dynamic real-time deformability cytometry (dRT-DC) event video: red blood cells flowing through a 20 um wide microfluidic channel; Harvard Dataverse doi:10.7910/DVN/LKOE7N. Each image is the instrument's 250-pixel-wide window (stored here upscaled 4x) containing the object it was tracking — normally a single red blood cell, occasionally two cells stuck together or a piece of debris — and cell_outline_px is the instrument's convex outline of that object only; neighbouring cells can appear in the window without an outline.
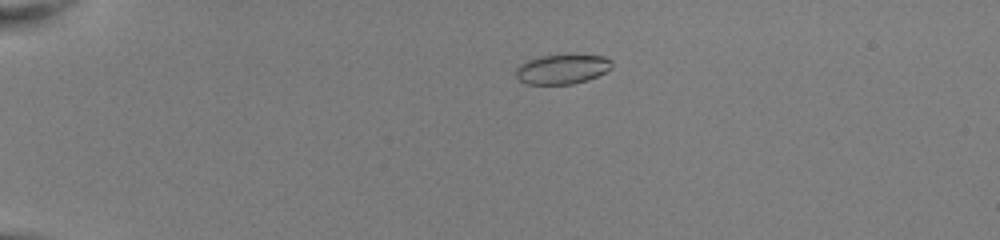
{"species": "common noctule bat (a hibernating species)", "species_latin": "Nyctalus noctula", "temperature_condition": "room temperature", "stored_images_in_passage": 40, "camera_frame_rate_fps": 3000, "um_per_image_px": 0.085, "animal": {"sex": "female", "body_mass_g": 22.0, "forearm_length_mm": 56.7}, "frame": {"image": 1, "passage_image": 1, "time_ms": 0.0, "image_size_px": [1000, 240], "cell_outline_px": [[612, 68], [596, 76], [572, 84], [524, 84], [516, 76], [516, 68], [520, 64], [528, 60], [540, 56], [604, 56], [612, 60]], "centroid_in_image_um": [47.76, 5.89], "position_along_channel_um": 37.2, "area_um2": 16.18}}
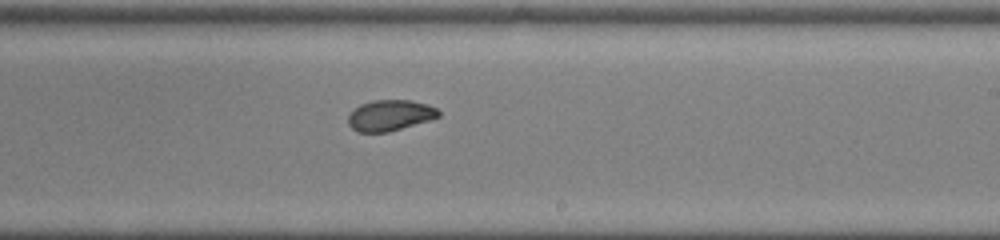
{"frame": {"image": 2, "passage_image": 22, "time_ms": 7.0, "image_size_px": [1000, 240], "cell_outline_px": [[440, 116], [428, 120], [388, 132], [356, 132], [348, 124], [348, 116], [360, 104], [372, 100], [412, 100], [428, 104], [436, 108], [440, 112]], "centroid_in_image_um": [33.14, 9.8], "position_along_channel_um": 255.9, "area_um2": 16.18}}
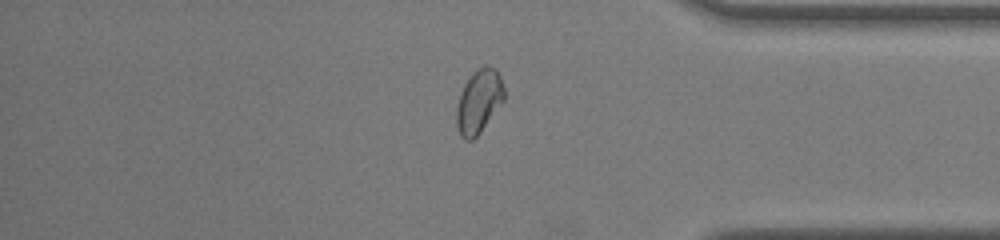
{"frame": {"image": 3, "passage_image": 33, "time_ms": 10.667, "image_size_px": [1000, 240], "cell_outline_px": [[504, 100], [480, 132], [472, 140], [464, 140], [460, 136], [456, 124], [456, 108], [460, 92], [464, 84], [472, 72], [480, 68], [496, 68], [504, 84]], "centroid_in_image_um": [40.69, 8.64], "position_along_channel_um": 394.5, "area_um2": 17.57}, "authors_computed_cell_mechanics": {"area_um2": 17.3111, "velocity_mm_per_s": 4.0611, "shape_relaxation_time_tau1_ms": 3.0404, "shape_relaxation_time_tau2_ms": 1.0255, "deformation_change_tau1": 0.0976, "deformation_change_tau2": 0.0452}}